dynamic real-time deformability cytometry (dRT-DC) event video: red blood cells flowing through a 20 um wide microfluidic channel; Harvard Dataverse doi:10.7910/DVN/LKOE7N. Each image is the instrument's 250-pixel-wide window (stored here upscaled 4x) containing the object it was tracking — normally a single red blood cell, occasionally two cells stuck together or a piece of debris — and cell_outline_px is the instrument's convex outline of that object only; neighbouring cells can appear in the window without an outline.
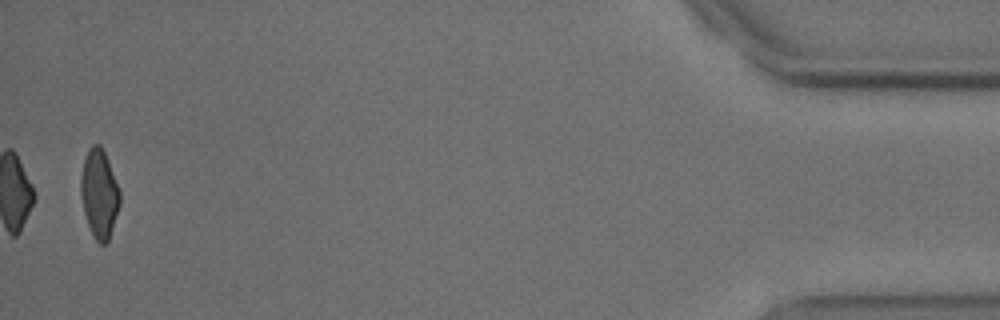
{"species": "common noctule bat (a hibernating species)", "species_latin": "Nyctalus noctula", "temperature_condition": "cold", "stored_images_in_passage": 54, "segment_of_instrument_passage": [2, 2], "camera_frame_rate_fps": 3000, "um_per_image_px": 0.085, "animal": {"sex": "male", "body_mass_g": 18.8}, "frame": {"image": 1, "passage_image": 54, "time_ms": 17.667, "image_size_px": [1000, 320], "cell_outline_px": [[120, 204], [108, 240], [104, 244], [100, 244], [96, 240], [88, 224], [84, 212], [80, 196], [80, 180], [84, 160], [88, 148], [92, 144], [100, 144], [104, 152], [120, 192]], "centroid_in_image_um": [8.42, 16.45], "position_along_channel_um": 426.8, "area_um2": 19.83}}